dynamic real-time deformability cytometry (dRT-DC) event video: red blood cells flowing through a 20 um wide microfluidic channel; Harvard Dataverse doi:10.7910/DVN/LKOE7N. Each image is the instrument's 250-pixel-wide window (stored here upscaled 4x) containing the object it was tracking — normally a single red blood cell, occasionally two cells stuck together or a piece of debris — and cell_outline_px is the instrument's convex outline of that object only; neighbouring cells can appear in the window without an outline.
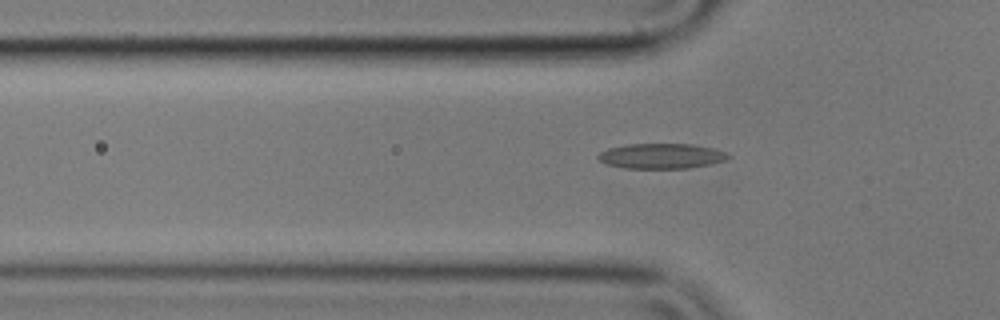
{"species": "common noctule bat (a hibernating species)", "species_latin": "Nyctalus noctula", "temperature_condition": "cold", "stored_images_in_passage": 46, "camera_frame_rate_fps": 3000, "um_per_image_px": 0.085, "animal": {"sex": "male", "body_mass_g": 17.9}, "frame": {"image": 1, "passage_image": 17, "time_ms": 5.333, "image_size_px": [1000, 320], "cell_outline_px": [[732, 156], [724, 160], [708, 164], [688, 168], [628, 168], [608, 164], [600, 160], [596, 156], [600, 152], [608, 148], [628, 144], [692, 144], [712, 148], [724, 152]], "centroid_in_image_um": [56.2, 13.25], "position_along_channel_um": 69.6, "area_um2": 18.79}}
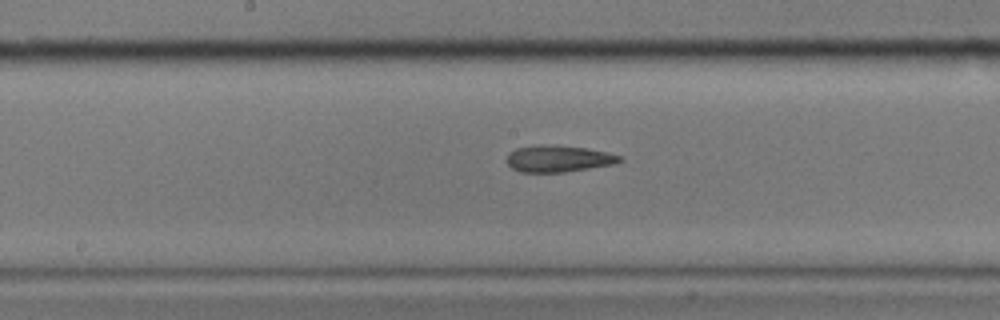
{"frame": {"image": 2, "passage_image": 28, "time_ms": 9.0, "image_size_px": [1000, 320], "cell_outline_px": [[624, 160], [612, 164], [564, 172], [520, 172], [512, 168], [504, 160], [516, 148], [536, 144], [548, 144], [588, 148], [620, 156]], "centroid_in_image_um": [47.41, 13.48], "position_along_channel_um": 200.8, "area_um2": 17.46}}
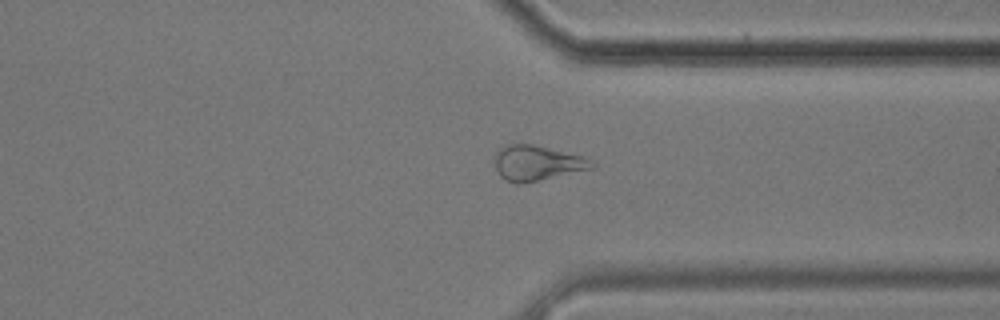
{"frame": {"image": 3, "passage_image": 42, "time_ms": 13.667, "image_size_px": [1000, 320], "cell_outline_px": [[596, 168], [520, 184], [516, 184], [504, 180], [500, 176], [496, 168], [496, 152], [500, 148], [508, 144], [532, 144], [584, 156], [592, 160], [596, 164]], "centroid_in_image_um": [45.69, 13.86], "position_along_channel_um": 365.7, "area_um2": 19.94}}